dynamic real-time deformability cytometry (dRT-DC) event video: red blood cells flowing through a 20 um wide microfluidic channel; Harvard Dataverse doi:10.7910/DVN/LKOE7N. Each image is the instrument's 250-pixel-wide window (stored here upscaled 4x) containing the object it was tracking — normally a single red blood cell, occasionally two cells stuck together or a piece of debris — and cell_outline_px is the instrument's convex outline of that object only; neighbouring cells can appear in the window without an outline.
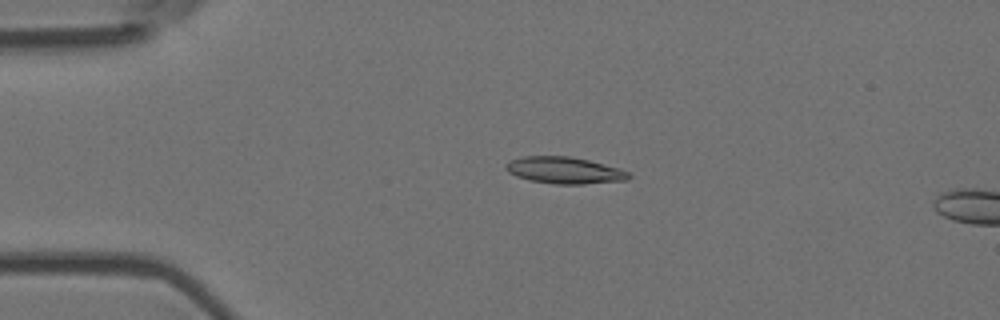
{"species": "Egyptian fruit bat (a non-hibernating species)", "species_latin": "Rousettus aegyptiacus", "temperature_condition": "room temperature", "stored_images_in_passage": 6, "camera_frame_rate_fps": 3000, "um_per_image_px": 0.085, "animal": {"sex": "female"}, "frame": {"image": 1, "passage_image": 4, "time_ms": 1.0, "image_size_px": [1000, 320], "cell_outline_px": [[632, 176], [628, 180], [584, 184], [556, 184], [528, 180], [516, 176], [508, 172], [504, 168], [504, 164], [508, 160], [520, 156], [572, 156], [620, 168], [628, 172]], "centroid_in_image_um": [47.94, 14.47], "position_along_channel_um": 37.1, "area_um2": 19.42}}